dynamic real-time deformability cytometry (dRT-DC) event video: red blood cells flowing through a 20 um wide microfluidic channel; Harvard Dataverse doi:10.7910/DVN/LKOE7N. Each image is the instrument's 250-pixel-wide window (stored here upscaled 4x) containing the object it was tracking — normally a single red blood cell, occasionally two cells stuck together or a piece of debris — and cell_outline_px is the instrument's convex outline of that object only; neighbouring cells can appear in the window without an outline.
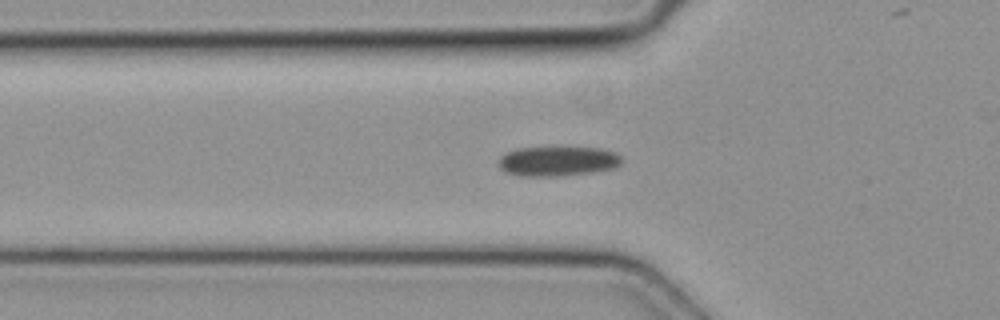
{"species": "common noctule bat (a hibernating species)", "species_latin": "Nyctalus noctula", "temperature_condition": "cold", "stored_images_in_passage": 7, "camera_frame_rate_fps": 3000, "um_per_image_px": 0.085, "animal": {"sex": "female", "body_mass_g": 19.3, "forearm_length_mm": 54.1}, "frame": {"image": 1, "passage_image": 5, "time_ms": 1.333, "image_size_px": [1000, 320], "cell_outline_px": [[624, 160], [616, 168], [588, 172], [556, 176], [520, 176], [504, 172], [496, 164], [496, 160], [504, 152], [516, 148], [552, 144], [604, 148], [616, 152]], "centroid_in_image_um": [47.35, 13.63], "position_along_channel_um": 78.4, "area_um2": 22.83}}
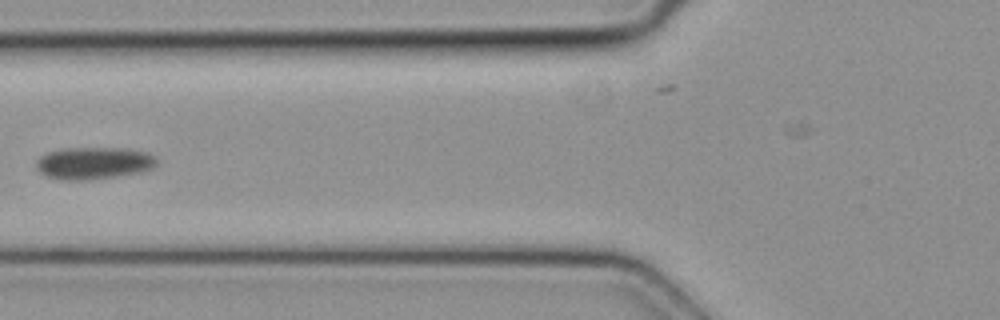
{"frame": {"image": 2, "passage_image": 6, "time_ms": 1.667, "image_size_px": [1000, 320], "cell_outline_px": [[156, 164], [152, 168], [140, 172], [116, 176], [88, 180], [60, 180], [44, 176], [36, 168], [36, 160], [40, 156], [48, 152], [64, 148], [128, 148], [148, 152], [156, 156]], "centroid_in_image_um": [7.95, 13.86], "position_along_channel_um": 117.9, "area_um2": 22.83}}